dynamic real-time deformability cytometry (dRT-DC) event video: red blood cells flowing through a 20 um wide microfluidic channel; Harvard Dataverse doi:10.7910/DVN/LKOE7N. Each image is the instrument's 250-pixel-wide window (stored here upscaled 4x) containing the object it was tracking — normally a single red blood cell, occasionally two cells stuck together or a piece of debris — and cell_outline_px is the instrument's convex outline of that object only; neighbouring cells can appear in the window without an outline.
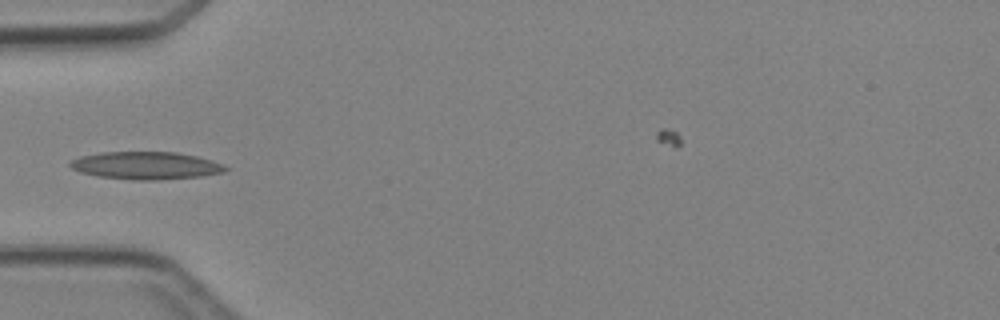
{"species": "Egyptian fruit bat (a non-hibernating species)", "species_latin": "Rousettus aegyptiacus", "temperature_condition": "cold", "stored_images_in_passage": 4, "camera_frame_rate_fps": 3000, "um_per_image_px": 0.085, "animal": {"sex": "female"}, "frame": {"image": 1, "passage_image": 3, "time_ms": 2.333, "image_size_px": [1000, 320], "cell_outline_px": [[232, 168], [224, 172], [200, 176], [156, 180], [132, 180], [100, 176], [80, 172], [72, 168], [68, 164], [72, 160], [80, 156], [100, 152], [176, 152], [196, 156], [212, 160], [224, 164]], "centroid_in_image_um": [12.44, 14.07], "position_along_channel_um": 72.6, "area_um2": 25.03}}
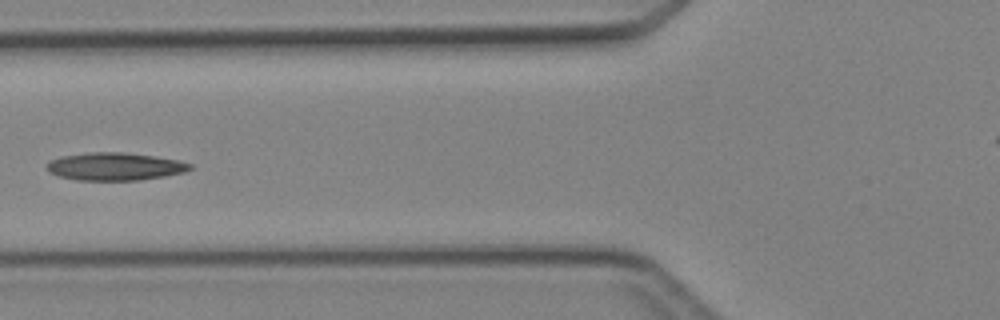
{"frame": {"image": 2, "passage_image": 4, "time_ms": 3.333, "image_size_px": [1000, 320], "cell_outline_px": [[192, 168], [184, 172], [164, 176], [140, 180], [76, 180], [60, 176], [48, 172], [44, 168], [52, 160], [60, 156], [92, 152], [124, 152], [152, 156], [176, 160], [192, 164]], "centroid_in_image_um": [9.73, 14.15], "position_along_channel_um": 116.1, "area_um2": 23.0}}